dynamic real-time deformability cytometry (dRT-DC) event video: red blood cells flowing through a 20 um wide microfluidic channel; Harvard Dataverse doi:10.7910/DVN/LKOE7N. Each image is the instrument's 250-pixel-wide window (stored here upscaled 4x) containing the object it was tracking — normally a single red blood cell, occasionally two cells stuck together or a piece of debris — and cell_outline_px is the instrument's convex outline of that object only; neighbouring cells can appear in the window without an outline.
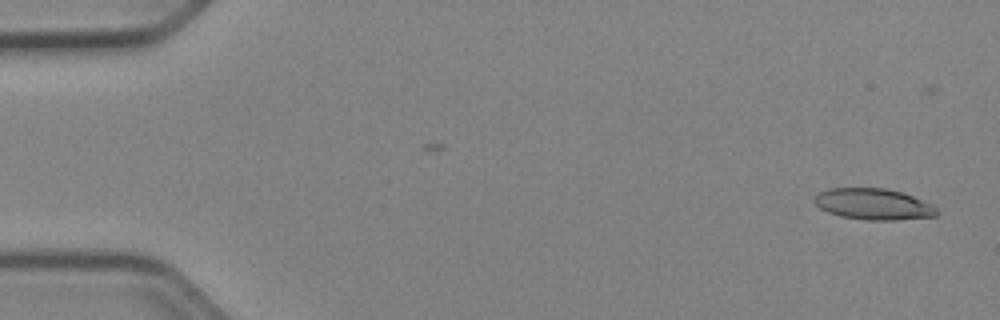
{"species": "Egyptian fruit bat (a non-hibernating species)", "species_latin": "Rousettus aegyptiacus", "temperature_condition": "cold", "stored_images_in_passage": 51, "camera_frame_rate_fps": 3000, "um_per_image_px": 0.085, "animal": {"sex": "female"}, "frame": {"image": 1, "passage_image": 2, "time_ms": 0.333, "image_size_px": [1000, 320], "cell_outline_px": [[940, 212], [936, 216], [896, 220], [864, 220], [840, 216], [828, 212], [820, 208], [812, 200], [820, 192], [828, 188], [884, 188], [900, 192], [912, 196], [932, 204]], "centroid_in_image_um": [74.24, 17.36], "position_along_channel_um": 10.8, "area_um2": 22.25}}
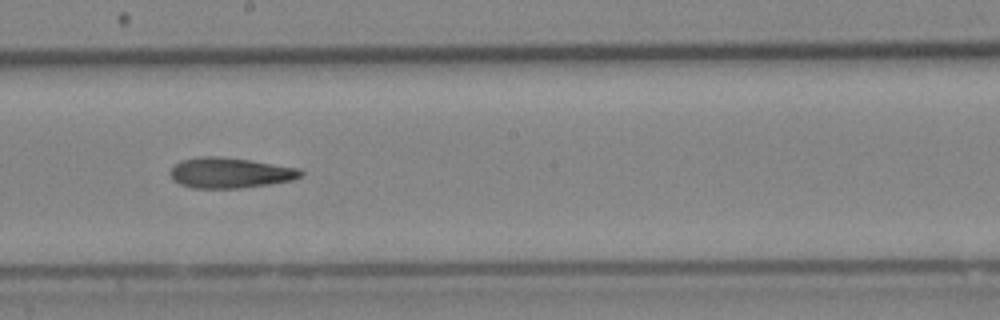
{"frame": {"image": 2, "passage_image": 29, "time_ms": 9.333, "image_size_px": [1000, 320], "cell_outline_px": [[304, 172], [300, 176], [292, 180], [268, 184], [240, 188], [192, 188], [180, 184], [172, 180], [168, 172], [180, 160], [200, 156], [216, 156], [252, 160], [300, 168]], "centroid_in_image_um": [19.52, 14.68], "position_along_channel_um": 228.7, "area_um2": 23.29}}
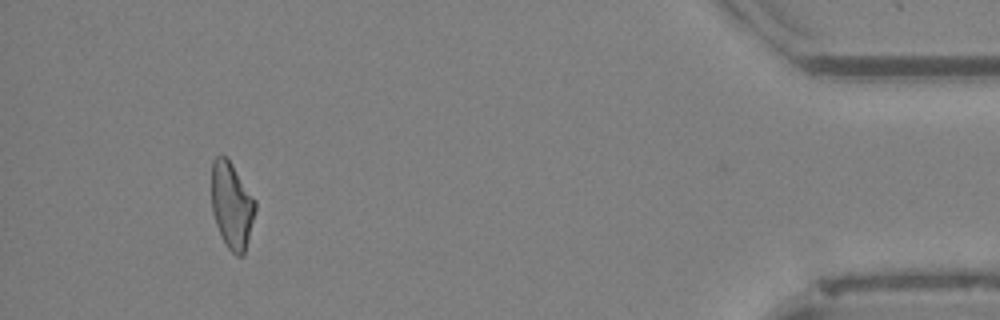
{"frame": {"image": 3, "passage_image": 48, "time_ms": 15.667, "image_size_px": [1000, 320], "cell_outline_px": [[256, 208], [244, 256], [236, 256], [228, 248], [216, 224], [212, 212], [212, 160], [216, 156], [224, 156], [232, 164], [256, 200]], "centroid_in_image_um": [19.71, 17.46], "position_along_channel_um": 415.5, "area_um2": 21.85}, "authors_computed_cell_mechanics": {"area_um2": 22.7732, "velocity_mm_per_s": 3.9651, "shape_relaxation_time_tau1_ms": 11.1771, "shape_relaxation_time_tau2_ms": 9.7041, "deformation_change_tau1": 0.2319, "deformation_change_tau2": 0.2408}}